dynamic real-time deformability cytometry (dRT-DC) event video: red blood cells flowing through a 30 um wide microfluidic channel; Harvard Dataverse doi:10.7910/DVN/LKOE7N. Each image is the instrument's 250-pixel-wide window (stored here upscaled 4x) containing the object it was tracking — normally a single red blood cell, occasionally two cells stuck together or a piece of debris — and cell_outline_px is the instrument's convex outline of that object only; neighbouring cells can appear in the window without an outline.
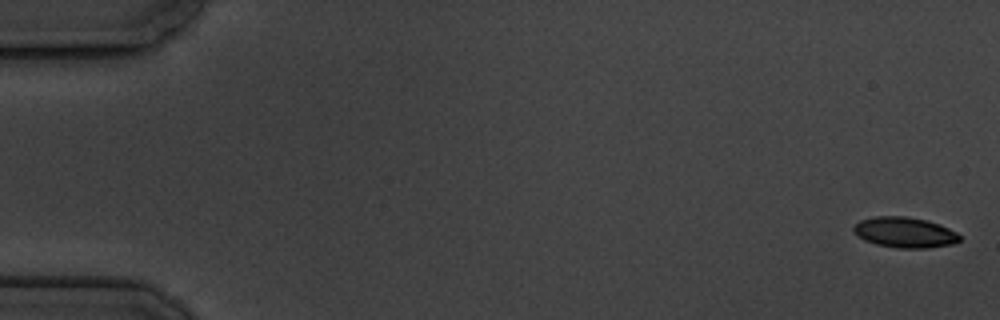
{"species": "common noctule bat (a hibernating species)", "species_latin": "Nyctalus noctula", "temperature_condition": "cold", "stored_images_in_passage": 5, "camera_frame_rate_fps": 3000, "um_per_image_px": 0.085, "animal": {"sex": "male", "body_mass_g": 19.5, "forearm_length_mm": 54.6}, "frame": {"image": 1, "passage_image": 1, "time_ms": 0.0, "image_size_px": [1000, 320], "cell_outline_px": [[960, 240], [952, 244], [928, 248], [896, 248], [876, 244], [864, 240], [856, 236], [852, 232], [852, 228], [860, 220], [876, 216], [908, 216], [928, 220], [940, 224], [956, 232], [960, 236]], "centroid_in_image_um": [76.88, 19.75], "position_along_channel_um": 8.1, "area_um2": 19.07}}
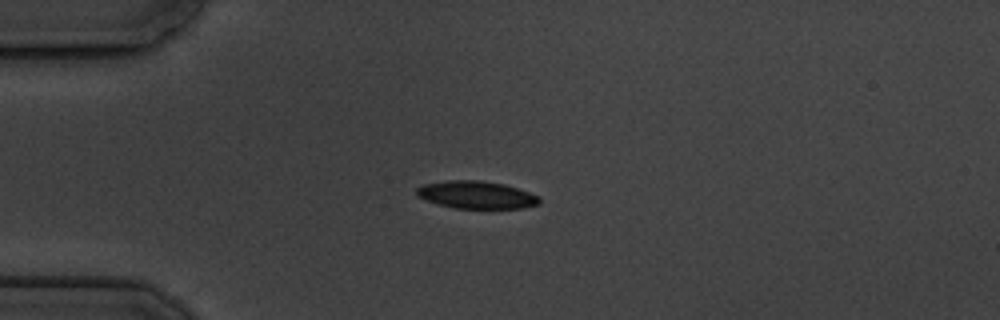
{"frame": {"image": 2, "passage_image": 5, "time_ms": 4.667, "image_size_px": [1000, 320], "cell_outline_px": [[540, 204], [524, 208], [456, 208], [436, 204], [416, 196], [416, 188], [424, 184], [448, 180], [476, 180], [504, 184], [540, 196]], "centroid_in_image_um": [40.48, 16.56], "position_along_channel_um": 44.5, "area_um2": 19.71}}